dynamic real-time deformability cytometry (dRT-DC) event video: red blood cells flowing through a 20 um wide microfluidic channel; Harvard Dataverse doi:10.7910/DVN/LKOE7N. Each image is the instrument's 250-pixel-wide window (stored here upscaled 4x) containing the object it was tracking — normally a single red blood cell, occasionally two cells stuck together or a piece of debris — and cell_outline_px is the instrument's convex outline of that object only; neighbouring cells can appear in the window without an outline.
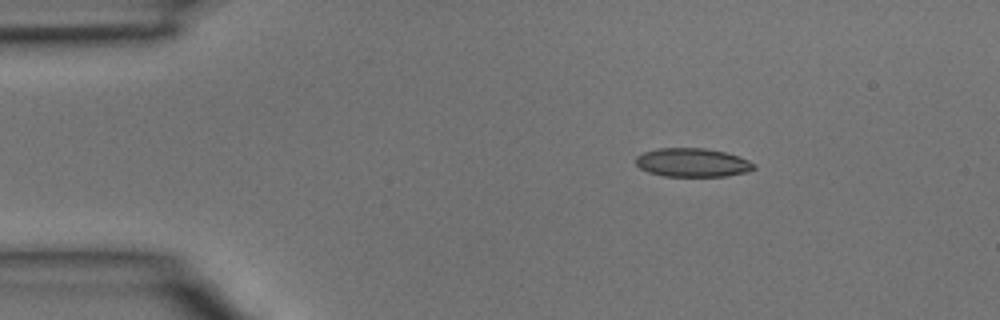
{"species": "common noctule bat (a hibernating species)", "species_latin": "Nyctalus noctula", "temperature_condition": "room temperature", "stored_images_in_passage": 3, "camera_frame_rate_fps": 3000, "um_per_image_px": 0.085, "animal": {"sex": "male", "body_mass_g": 15.6}, "frame": {"image": 1, "passage_image": 2, "time_ms": 0.333, "image_size_px": [1000, 320], "cell_outline_px": [[756, 168], [748, 172], [728, 176], [664, 176], [648, 172], [640, 168], [636, 164], [636, 156], [644, 152], [656, 148], [704, 148], [724, 152], [740, 156], [756, 164]], "centroid_in_image_um": [58.88, 13.82], "position_along_channel_um": 26.1, "area_um2": 19.88}}